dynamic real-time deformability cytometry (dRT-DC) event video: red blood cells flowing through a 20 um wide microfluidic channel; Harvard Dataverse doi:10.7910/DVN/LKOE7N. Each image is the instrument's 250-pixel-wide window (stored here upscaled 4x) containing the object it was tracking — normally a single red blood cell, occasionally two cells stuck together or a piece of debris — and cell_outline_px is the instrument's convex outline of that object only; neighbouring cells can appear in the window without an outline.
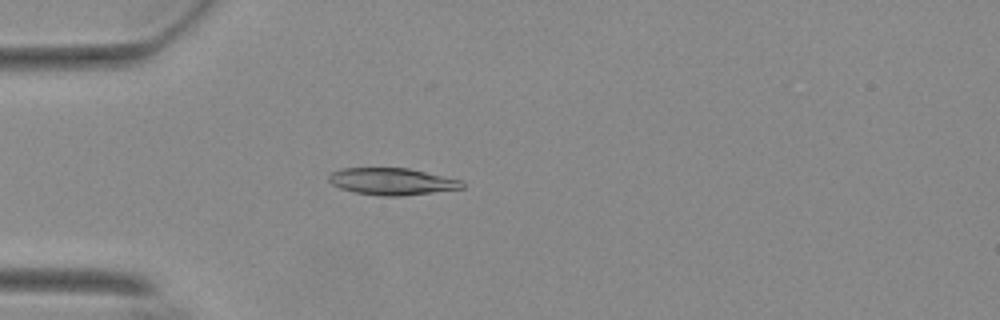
{"species": "Egyptian fruit bat (a non-hibernating species)", "species_latin": "Rousettus aegyptiacus", "temperature_condition": "warm", "stored_images_in_passage": 55, "camera_frame_rate_fps": 3000, "um_per_image_px": 0.085, "animal": {"sex": "female"}, "frame": {"image": 1, "passage_image": 16, "time_ms": 5.0, "image_size_px": [1000, 320], "cell_outline_px": [[464, 188], [404, 196], [384, 196], [356, 192], [340, 188], [332, 184], [328, 180], [328, 176], [332, 172], [340, 168], [408, 168], [460, 180], [464, 184]], "centroid_in_image_um": [33.3, 15.42], "position_along_channel_um": 51.7, "area_um2": 20.75}}
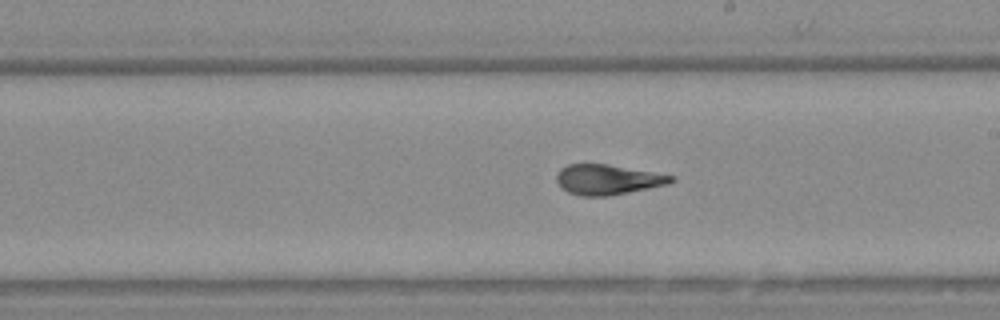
{"frame": {"image": 2, "passage_image": 32, "time_ms": 10.333, "image_size_px": [1000, 320], "cell_outline_px": [[676, 180], [668, 184], [608, 196], [580, 196], [568, 192], [560, 188], [556, 180], [556, 176], [560, 168], [568, 164], [608, 164], [676, 176]], "centroid_in_image_um": [51.63, 15.26], "position_along_channel_um": 237.4, "area_um2": 20.17}}
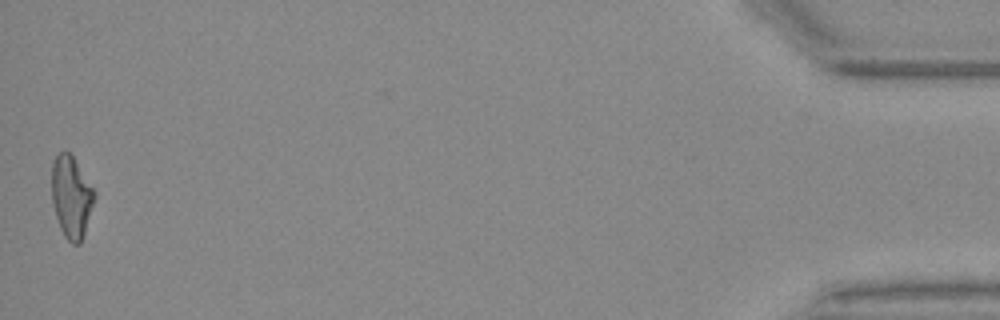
{"frame": {"image": 3, "passage_image": 55, "time_ms": 18.0, "image_size_px": [1000, 320], "cell_outline_px": [[96, 196], [80, 244], [72, 244], [64, 236], [60, 228], [56, 216], [52, 200], [52, 164], [56, 156], [64, 148], [72, 156], [96, 192]], "centroid_in_image_um": [6.06, 16.73], "position_along_channel_um": 429.1, "area_um2": 20.17}, "authors_computed_cell_mechanics": {"area_um2": 20.5768, "velocity_mm_per_s": 3.7139, "shape_relaxation_time_tau1_ms": null, "shape_relaxation_time_tau2_ms": 1.4171, "deformation_change_tau1": null, "deformation_change_tau2": 0.0843}}